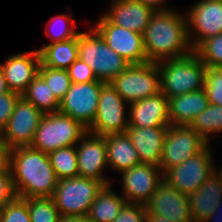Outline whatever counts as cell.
<instances>
[{
  "label": "cell",
  "mask_w": 222,
  "mask_h": 222,
  "mask_svg": "<svg viewBox=\"0 0 222 222\" xmlns=\"http://www.w3.org/2000/svg\"><path fill=\"white\" fill-rule=\"evenodd\" d=\"M222 200V172L215 170L195 192L189 195L190 214L194 222H204Z\"/></svg>",
  "instance_id": "obj_21"
},
{
  "label": "cell",
  "mask_w": 222,
  "mask_h": 222,
  "mask_svg": "<svg viewBox=\"0 0 222 222\" xmlns=\"http://www.w3.org/2000/svg\"><path fill=\"white\" fill-rule=\"evenodd\" d=\"M128 103L110 85L102 86L98 110L93 124L87 129L88 132L106 136L108 134L125 133L129 126Z\"/></svg>",
  "instance_id": "obj_10"
},
{
  "label": "cell",
  "mask_w": 222,
  "mask_h": 222,
  "mask_svg": "<svg viewBox=\"0 0 222 222\" xmlns=\"http://www.w3.org/2000/svg\"><path fill=\"white\" fill-rule=\"evenodd\" d=\"M102 81L73 83L65 97L60 101L59 112L72 117L85 128H89L97 114Z\"/></svg>",
  "instance_id": "obj_12"
},
{
  "label": "cell",
  "mask_w": 222,
  "mask_h": 222,
  "mask_svg": "<svg viewBox=\"0 0 222 222\" xmlns=\"http://www.w3.org/2000/svg\"><path fill=\"white\" fill-rule=\"evenodd\" d=\"M193 51L207 68H222V33L203 40Z\"/></svg>",
  "instance_id": "obj_32"
},
{
  "label": "cell",
  "mask_w": 222,
  "mask_h": 222,
  "mask_svg": "<svg viewBox=\"0 0 222 222\" xmlns=\"http://www.w3.org/2000/svg\"><path fill=\"white\" fill-rule=\"evenodd\" d=\"M187 9L188 38L193 50L205 39L222 33V0H197Z\"/></svg>",
  "instance_id": "obj_13"
},
{
  "label": "cell",
  "mask_w": 222,
  "mask_h": 222,
  "mask_svg": "<svg viewBox=\"0 0 222 222\" xmlns=\"http://www.w3.org/2000/svg\"><path fill=\"white\" fill-rule=\"evenodd\" d=\"M146 214L145 205L126 202L113 222H146Z\"/></svg>",
  "instance_id": "obj_36"
},
{
  "label": "cell",
  "mask_w": 222,
  "mask_h": 222,
  "mask_svg": "<svg viewBox=\"0 0 222 222\" xmlns=\"http://www.w3.org/2000/svg\"><path fill=\"white\" fill-rule=\"evenodd\" d=\"M38 51L44 66L67 70L78 59V35L66 41L44 44Z\"/></svg>",
  "instance_id": "obj_25"
},
{
  "label": "cell",
  "mask_w": 222,
  "mask_h": 222,
  "mask_svg": "<svg viewBox=\"0 0 222 222\" xmlns=\"http://www.w3.org/2000/svg\"><path fill=\"white\" fill-rule=\"evenodd\" d=\"M73 83H87L98 81L94 71L79 58L67 69Z\"/></svg>",
  "instance_id": "obj_37"
},
{
  "label": "cell",
  "mask_w": 222,
  "mask_h": 222,
  "mask_svg": "<svg viewBox=\"0 0 222 222\" xmlns=\"http://www.w3.org/2000/svg\"><path fill=\"white\" fill-rule=\"evenodd\" d=\"M10 170L16 196L53 197L59 179L48 154L31 146L13 148Z\"/></svg>",
  "instance_id": "obj_2"
},
{
  "label": "cell",
  "mask_w": 222,
  "mask_h": 222,
  "mask_svg": "<svg viewBox=\"0 0 222 222\" xmlns=\"http://www.w3.org/2000/svg\"><path fill=\"white\" fill-rule=\"evenodd\" d=\"M59 222H91L87 216H61Z\"/></svg>",
  "instance_id": "obj_43"
},
{
  "label": "cell",
  "mask_w": 222,
  "mask_h": 222,
  "mask_svg": "<svg viewBox=\"0 0 222 222\" xmlns=\"http://www.w3.org/2000/svg\"><path fill=\"white\" fill-rule=\"evenodd\" d=\"M80 122L60 112L44 114L31 147L49 154L59 148L75 146L87 133Z\"/></svg>",
  "instance_id": "obj_5"
},
{
  "label": "cell",
  "mask_w": 222,
  "mask_h": 222,
  "mask_svg": "<svg viewBox=\"0 0 222 222\" xmlns=\"http://www.w3.org/2000/svg\"><path fill=\"white\" fill-rule=\"evenodd\" d=\"M209 103L222 106V68H207L203 87Z\"/></svg>",
  "instance_id": "obj_35"
},
{
  "label": "cell",
  "mask_w": 222,
  "mask_h": 222,
  "mask_svg": "<svg viewBox=\"0 0 222 222\" xmlns=\"http://www.w3.org/2000/svg\"><path fill=\"white\" fill-rule=\"evenodd\" d=\"M143 45L150 62L180 58L193 52L186 13L177 9L155 11L143 33Z\"/></svg>",
  "instance_id": "obj_1"
},
{
  "label": "cell",
  "mask_w": 222,
  "mask_h": 222,
  "mask_svg": "<svg viewBox=\"0 0 222 222\" xmlns=\"http://www.w3.org/2000/svg\"><path fill=\"white\" fill-rule=\"evenodd\" d=\"M92 28L105 43L130 64L150 62L143 45V34L112 24L103 14L99 16Z\"/></svg>",
  "instance_id": "obj_11"
},
{
  "label": "cell",
  "mask_w": 222,
  "mask_h": 222,
  "mask_svg": "<svg viewBox=\"0 0 222 222\" xmlns=\"http://www.w3.org/2000/svg\"><path fill=\"white\" fill-rule=\"evenodd\" d=\"M40 64L39 51L31 50L9 55L0 67L9 89L22 95L38 75Z\"/></svg>",
  "instance_id": "obj_18"
},
{
  "label": "cell",
  "mask_w": 222,
  "mask_h": 222,
  "mask_svg": "<svg viewBox=\"0 0 222 222\" xmlns=\"http://www.w3.org/2000/svg\"><path fill=\"white\" fill-rule=\"evenodd\" d=\"M11 148L6 144L0 135V172L10 170Z\"/></svg>",
  "instance_id": "obj_40"
},
{
  "label": "cell",
  "mask_w": 222,
  "mask_h": 222,
  "mask_svg": "<svg viewBox=\"0 0 222 222\" xmlns=\"http://www.w3.org/2000/svg\"><path fill=\"white\" fill-rule=\"evenodd\" d=\"M119 175L121 195L128 203L145 205L164 181L160 167L150 163H140Z\"/></svg>",
  "instance_id": "obj_14"
},
{
  "label": "cell",
  "mask_w": 222,
  "mask_h": 222,
  "mask_svg": "<svg viewBox=\"0 0 222 222\" xmlns=\"http://www.w3.org/2000/svg\"><path fill=\"white\" fill-rule=\"evenodd\" d=\"M48 157L59 180L79 176L76 145L59 148Z\"/></svg>",
  "instance_id": "obj_29"
},
{
  "label": "cell",
  "mask_w": 222,
  "mask_h": 222,
  "mask_svg": "<svg viewBox=\"0 0 222 222\" xmlns=\"http://www.w3.org/2000/svg\"><path fill=\"white\" fill-rule=\"evenodd\" d=\"M31 222H59L61 215L52 197L25 198Z\"/></svg>",
  "instance_id": "obj_31"
},
{
  "label": "cell",
  "mask_w": 222,
  "mask_h": 222,
  "mask_svg": "<svg viewBox=\"0 0 222 222\" xmlns=\"http://www.w3.org/2000/svg\"><path fill=\"white\" fill-rule=\"evenodd\" d=\"M103 186L101 181L89 177L65 178L59 180L52 198L61 216H87Z\"/></svg>",
  "instance_id": "obj_6"
},
{
  "label": "cell",
  "mask_w": 222,
  "mask_h": 222,
  "mask_svg": "<svg viewBox=\"0 0 222 222\" xmlns=\"http://www.w3.org/2000/svg\"><path fill=\"white\" fill-rule=\"evenodd\" d=\"M161 92L172 98L203 89L207 67L195 54L180 58H166L157 62Z\"/></svg>",
  "instance_id": "obj_3"
},
{
  "label": "cell",
  "mask_w": 222,
  "mask_h": 222,
  "mask_svg": "<svg viewBox=\"0 0 222 222\" xmlns=\"http://www.w3.org/2000/svg\"><path fill=\"white\" fill-rule=\"evenodd\" d=\"M76 151L80 177L97 179L104 185L112 184L113 181L104 175L109 168L105 136L87 132L76 144Z\"/></svg>",
  "instance_id": "obj_16"
},
{
  "label": "cell",
  "mask_w": 222,
  "mask_h": 222,
  "mask_svg": "<svg viewBox=\"0 0 222 222\" xmlns=\"http://www.w3.org/2000/svg\"><path fill=\"white\" fill-rule=\"evenodd\" d=\"M21 94L10 91L0 95V133L7 126L10 116Z\"/></svg>",
  "instance_id": "obj_38"
},
{
  "label": "cell",
  "mask_w": 222,
  "mask_h": 222,
  "mask_svg": "<svg viewBox=\"0 0 222 222\" xmlns=\"http://www.w3.org/2000/svg\"><path fill=\"white\" fill-rule=\"evenodd\" d=\"M138 1L142 2L143 4L149 7H152L155 11L172 9V7L169 8L165 4L167 0H138Z\"/></svg>",
  "instance_id": "obj_41"
},
{
  "label": "cell",
  "mask_w": 222,
  "mask_h": 222,
  "mask_svg": "<svg viewBox=\"0 0 222 222\" xmlns=\"http://www.w3.org/2000/svg\"><path fill=\"white\" fill-rule=\"evenodd\" d=\"M78 58L93 69L98 81L104 83L111 82L130 65L92 27L78 34Z\"/></svg>",
  "instance_id": "obj_4"
},
{
  "label": "cell",
  "mask_w": 222,
  "mask_h": 222,
  "mask_svg": "<svg viewBox=\"0 0 222 222\" xmlns=\"http://www.w3.org/2000/svg\"><path fill=\"white\" fill-rule=\"evenodd\" d=\"M208 105L204 89L168 98L170 125L189 126Z\"/></svg>",
  "instance_id": "obj_23"
},
{
  "label": "cell",
  "mask_w": 222,
  "mask_h": 222,
  "mask_svg": "<svg viewBox=\"0 0 222 222\" xmlns=\"http://www.w3.org/2000/svg\"><path fill=\"white\" fill-rule=\"evenodd\" d=\"M168 127H132L126 130L141 163L159 166L165 133Z\"/></svg>",
  "instance_id": "obj_22"
},
{
  "label": "cell",
  "mask_w": 222,
  "mask_h": 222,
  "mask_svg": "<svg viewBox=\"0 0 222 222\" xmlns=\"http://www.w3.org/2000/svg\"><path fill=\"white\" fill-rule=\"evenodd\" d=\"M15 196L11 171L0 172V210Z\"/></svg>",
  "instance_id": "obj_39"
},
{
  "label": "cell",
  "mask_w": 222,
  "mask_h": 222,
  "mask_svg": "<svg viewBox=\"0 0 222 222\" xmlns=\"http://www.w3.org/2000/svg\"><path fill=\"white\" fill-rule=\"evenodd\" d=\"M222 200L218 203L215 212L204 222H222Z\"/></svg>",
  "instance_id": "obj_42"
},
{
  "label": "cell",
  "mask_w": 222,
  "mask_h": 222,
  "mask_svg": "<svg viewBox=\"0 0 222 222\" xmlns=\"http://www.w3.org/2000/svg\"><path fill=\"white\" fill-rule=\"evenodd\" d=\"M43 113L22 96L15 104L7 126L0 135L11 148L30 146Z\"/></svg>",
  "instance_id": "obj_15"
},
{
  "label": "cell",
  "mask_w": 222,
  "mask_h": 222,
  "mask_svg": "<svg viewBox=\"0 0 222 222\" xmlns=\"http://www.w3.org/2000/svg\"><path fill=\"white\" fill-rule=\"evenodd\" d=\"M21 96L32 103L43 114L56 113L60 110V101L39 74Z\"/></svg>",
  "instance_id": "obj_27"
},
{
  "label": "cell",
  "mask_w": 222,
  "mask_h": 222,
  "mask_svg": "<svg viewBox=\"0 0 222 222\" xmlns=\"http://www.w3.org/2000/svg\"><path fill=\"white\" fill-rule=\"evenodd\" d=\"M75 28H77L75 21L68 11L67 14L62 13L50 18L45 27V34L50 39V43L66 41L80 33Z\"/></svg>",
  "instance_id": "obj_30"
},
{
  "label": "cell",
  "mask_w": 222,
  "mask_h": 222,
  "mask_svg": "<svg viewBox=\"0 0 222 222\" xmlns=\"http://www.w3.org/2000/svg\"><path fill=\"white\" fill-rule=\"evenodd\" d=\"M212 144H208L201 152L193 155L181 165L168 169L163 174V180L181 193L190 195L197 191L202 184L219 167L214 165Z\"/></svg>",
  "instance_id": "obj_8"
},
{
  "label": "cell",
  "mask_w": 222,
  "mask_h": 222,
  "mask_svg": "<svg viewBox=\"0 0 222 222\" xmlns=\"http://www.w3.org/2000/svg\"><path fill=\"white\" fill-rule=\"evenodd\" d=\"M38 74L45 80L53 91L54 95L61 101L70 89L72 81L68 71L63 69L49 68L42 63Z\"/></svg>",
  "instance_id": "obj_33"
},
{
  "label": "cell",
  "mask_w": 222,
  "mask_h": 222,
  "mask_svg": "<svg viewBox=\"0 0 222 222\" xmlns=\"http://www.w3.org/2000/svg\"><path fill=\"white\" fill-rule=\"evenodd\" d=\"M112 187L113 183L104 185L97 193L87 214L91 222H113L125 205V198L116 193Z\"/></svg>",
  "instance_id": "obj_26"
},
{
  "label": "cell",
  "mask_w": 222,
  "mask_h": 222,
  "mask_svg": "<svg viewBox=\"0 0 222 222\" xmlns=\"http://www.w3.org/2000/svg\"><path fill=\"white\" fill-rule=\"evenodd\" d=\"M209 143L190 126L169 125L165 133L159 167L163 174L201 152Z\"/></svg>",
  "instance_id": "obj_9"
},
{
  "label": "cell",
  "mask_w": 222,
  "mask_h": 222,
  "mask_svg": "<svg viewBox=\"0 0 222 222\" xmlns=\"http://www.w3.org/2000/svg\"><path fill=\"white\" fill-rule=\"evenodd\" d=\"M147 214L161 215L178 222H194L189 196L163 181L145 204Z\"/></svg>",
  "instance_id": "obj_17"
},
{
  "label": "cell",
  "mask_w": 222,
  "mask_h": 222,
  "mask_svg": "<svg viewBox=\"0 0 222 222\" xmlns=\"http://www.w3.org/2000/svg\"><path fill=\"white\" fill-rule=\"evenodd\" d=\"M105 143L108 166L114 172L119 174L141 163L126 132L106 135Z\"/></svg>",
  "instance_id": "obj_24"
},
{
  "label": "cell",
  "mask_w": 222,
  "mask_h": 222,
  "mask_svg": "<svg viewBox=\"0 0 222 222\" xmlns=\"http://www.w3.org/2000/svg\"><path fill=\"white\" fill-rule=\"evenodd\" d=\"M0 222H31L27 200L15 196L0 210Z\"/></svg>",
  "instance_id": "obj_34"
},
{
  "label": "cell",
  "mask_w": 222,
  "mask_h": 222,
  "mask_svg": "<svg viewBox=\"0 0 222 222\" xmlns=\"http://www.w3.org/2000/svg\"><path fill=\"white\" fill-rule=\"evenodd\" d=\"M10 91L11 90L9 89L7 82L5 80L3 70L0 67V95L6 94L7 92H10Z\"/></svg>",
  "instance_id": "obj_45"
},
{
  "label": "cell",
  "mask_w": 222,
  "mask_h": 222,
  "mask_svg": "<svg viewBox=\"0 0 222 222\" xmlns=\"http://www.w3.org/2000/svg\"><path fill=\"white\" fill-rule=\"evenodd\" d=\"M129 108V125L132 127H168V98L159 92L156 95L133 102Z\"/></svg>",
  "instance_id": "obj_20"
},
{
  "label": "cell",
  "mask_w": 222,
  "mask_h": 222,
  "mask_svg": "<svg viewBox=\"0 0 222 222\" xmlns=\"http://www.w3.org/2000/svg\"><path fill=\"white\" fill-rule=\"evenodd\" d=\"M110 85L129 104L161 92L157 62L130 64Z\"/></svg>",
  "instance_id": "obj_7"
},
{
  "label": "cell",
  "mask_w": 222,
  "mask_h": 222,
  "mask_svg": "<svg viewBox=\"0 0 222 222\" xmlns=\"http://www.w3.org/2000/svg\"><path fill=\"white\" fill-rule=\"evenodd\" d=\"M146 222H178V221L170 220L169 218H166L161 215L146 214Z\"/></svg>",
  "instance_id": "obj_44"
},
{
  "label": "cell",
  "mask_w": 222,
  "mask_h": 222,
  "mask_svg": "<svg viewBox=\"0 0 222 222\" xmlns=\"http://www.w3.org/2000/svg\"><path fill=\"white\" fill-rule=\"evenodd\" d=\"M102 14L114 25L143 34L155 10L138 0H110Z\"/></svg>",
  "instance_id": "obj_19"
},
{
  "label": "cell",
  "mask_w": 222,
  "mask_h": 222,
  "mask_svg": "<svg viewBox=\"0 0 222 222\" xmlns=\"http://www.w3.org/2000/svg\"><path fill=\"white\" fill-rule=\"evenodd\" d=\"M189 126L211 144L212 137L222 136V106L209 103Z\"/></svg>",
  "instance_id": "obj_28"
}]
</instances>
